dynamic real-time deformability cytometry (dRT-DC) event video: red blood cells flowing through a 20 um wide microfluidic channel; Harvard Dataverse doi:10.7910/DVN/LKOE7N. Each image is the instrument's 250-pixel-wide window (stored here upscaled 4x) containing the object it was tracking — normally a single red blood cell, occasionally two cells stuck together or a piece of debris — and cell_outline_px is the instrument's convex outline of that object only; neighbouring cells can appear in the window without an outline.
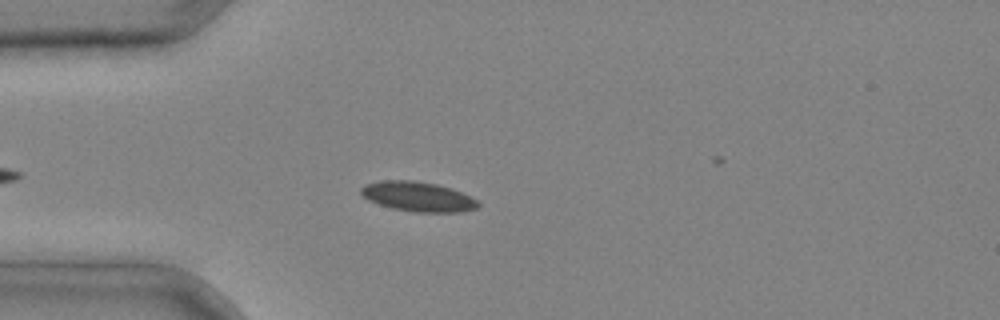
{"species": "common noctule bat (a hibernating species)", "species_latin": "Nyctalus noctula", "temperature_condition": "cold", "stored_images_in_passage": 4, "camera_frame_rate_fps": 3000, "um_per_image_px": 0.085, "animal": {"sex": "male", "body_mass_g": 20.4}, "frame": {"image": 1, "passage_image": 3, "time_ms": 0.667, "image_size_px": [1000, 320], "cell_outline_px": [[480, 204], [476, 208], [460, 212], [416, 212], [392, 208], [368, 200], [360, 192], [360, 188], [364, 184], [380, 180], [412, 180], [436, 184], [452, 188], [480, 200]], "centroid_in_image_um": [35.54, 16.7], "position_along_channel_um": 49.5, "area_um2": 20.4}}